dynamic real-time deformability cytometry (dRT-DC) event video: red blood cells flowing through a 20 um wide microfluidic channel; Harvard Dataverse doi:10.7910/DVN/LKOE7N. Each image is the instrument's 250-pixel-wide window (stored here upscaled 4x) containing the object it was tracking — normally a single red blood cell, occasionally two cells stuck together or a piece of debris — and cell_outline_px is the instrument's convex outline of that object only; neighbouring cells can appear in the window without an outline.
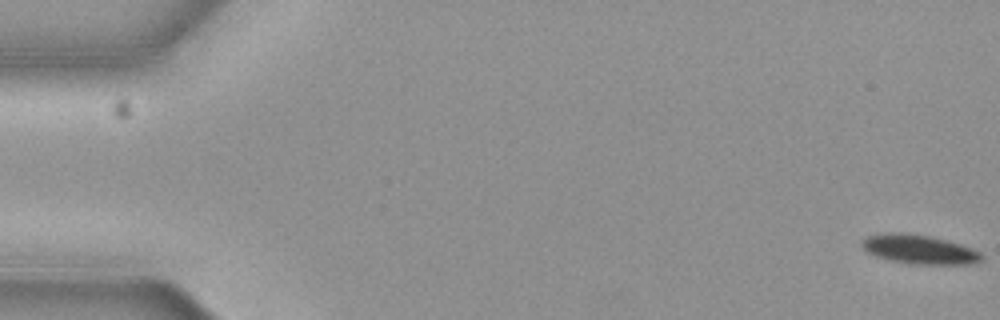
{"species": "common noctule bat (a hibernating species)", "species_latin": "Nyctalus noctula", "temperature_condition": "cold", "stored_images_in_passage": 6, "camera_frame_rate_fps": 3000, "um_per_image_px": 0.085, "animal": {"sex": "female", "body_mass_g": 19.3, "forearm_length_mm": 54.1}, "frame": {"image": 1, "passage_image": 1, "time_ms": 0.0, "image_size_px": [1000, 320], "cell_outline_px": [[984, 260], [972, 264], [912, 264], [888, 260], [876, 256], [868, 252], [860, 244], [860, 240], [868, 236], [888, 232], [900, 232], [932, 236], [960, 244], [972, 248], [980, 252], [984, 256]], "centroid_in_image_um": [78.15, 21.19], "position_along_channel_um": 6.9, "area_um2": 20.52}}
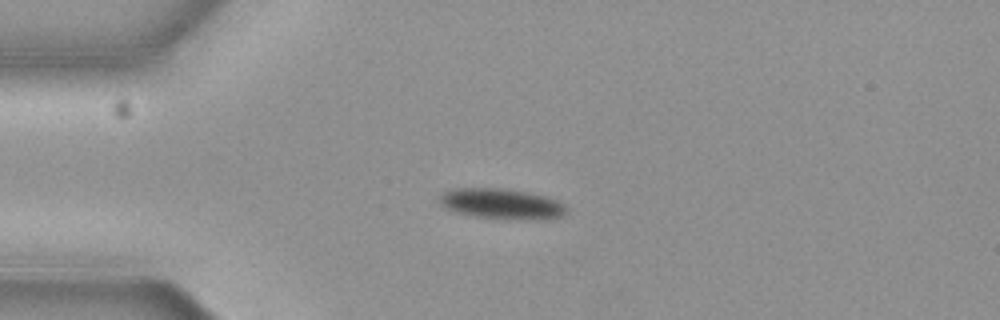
{"frame": {"image": 2, "passage_image": 5, "time_ms": 1.333, "image_size_px": [1000, 320], "cell_outline_px": [[568, 208], [560, 216], [540, 220], [516, 220], [476, 216], [456, 212], [440, 204], [440, 196], [444, 192], [456, 188], [500, 188], [528, 192], [544, 196], [556, 200], [564, 204]], "centroid_in_image_um": [42.66, 17.33], "position_along_channel_um": 42.3, "area_um2": 22.37}}